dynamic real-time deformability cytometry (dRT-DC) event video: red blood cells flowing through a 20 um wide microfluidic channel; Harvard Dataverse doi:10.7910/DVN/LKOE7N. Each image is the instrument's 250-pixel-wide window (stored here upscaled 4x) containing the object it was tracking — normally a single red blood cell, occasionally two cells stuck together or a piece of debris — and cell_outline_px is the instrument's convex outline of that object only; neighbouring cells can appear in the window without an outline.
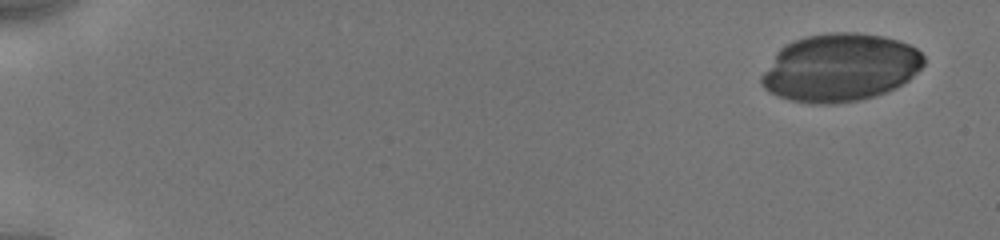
{"species": "human", "species_latin": "Homo sapiens", "temperature_condition": "cold", "stored_images_in_passage": 6, "camera_frame_rate_fps": 3000, "um_per_image_px": 0.085, "donor": {"sex": "male"}, "frame": {"image": 1, "passage_image": 1, "time_ms": 0.0, "image_size_px": [1000, 240], "cell_outline_px": [[924, 64], [908, 80], [876, 96], [860, 100], [832, 104], [808, 104], [788, 100], [764, 88], [760, 84], [760, 76], [776, 52], [784, 44], [792, 40], [804, 36], [828, 32], [856, 32], [884, 36], [900, 40], [916, 48], [924, 56]], "centroid_in_image_um": [71.37, 5.73], "position_along_channel_um": 13.6, "area_um2": 64.56}}